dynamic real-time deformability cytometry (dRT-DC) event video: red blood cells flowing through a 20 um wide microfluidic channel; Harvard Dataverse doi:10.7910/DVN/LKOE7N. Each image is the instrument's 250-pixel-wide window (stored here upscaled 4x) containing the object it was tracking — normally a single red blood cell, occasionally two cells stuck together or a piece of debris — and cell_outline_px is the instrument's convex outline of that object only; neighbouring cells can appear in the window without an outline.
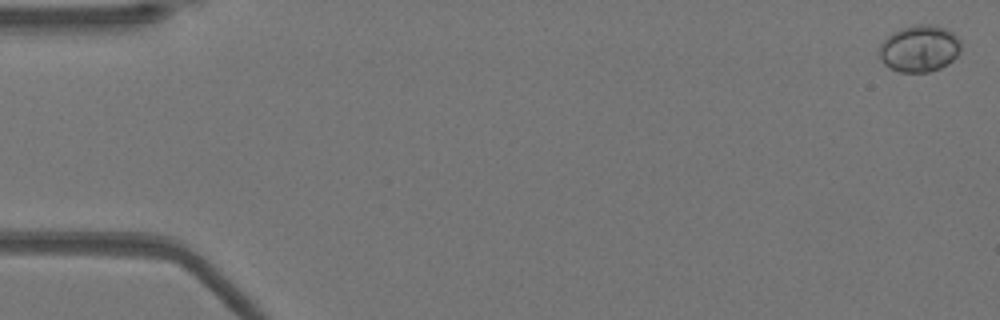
{"species": "Egyptian fruit bat (a non-hibernating species)", "species_latin": "Rousettus aegyptiacus", "temperature_condition": "warm", "stored_images_in_passage": 13, "camera_frame_rate_fps": 3000, "um_per_image_px": 0.085, "animal": {"sex": "female"}, "frame": {"image": 1, "passage_image": 1, "time_ms": 0.0, "image_size_px": [1000, 320], "cell_outline_px": [[960, 52], [948, 64], [940, 68], [928, 72], [900, 72], [888, 68], [880, 60], [880, 44], [892, 32], [900, 28], [916, 24], [936, 24], [952, 32], [960, 40]], "centroid_in_image_um": [78.14, 4.12], "position_along_channel_um": 6.9, "area_um2": 22.43}}